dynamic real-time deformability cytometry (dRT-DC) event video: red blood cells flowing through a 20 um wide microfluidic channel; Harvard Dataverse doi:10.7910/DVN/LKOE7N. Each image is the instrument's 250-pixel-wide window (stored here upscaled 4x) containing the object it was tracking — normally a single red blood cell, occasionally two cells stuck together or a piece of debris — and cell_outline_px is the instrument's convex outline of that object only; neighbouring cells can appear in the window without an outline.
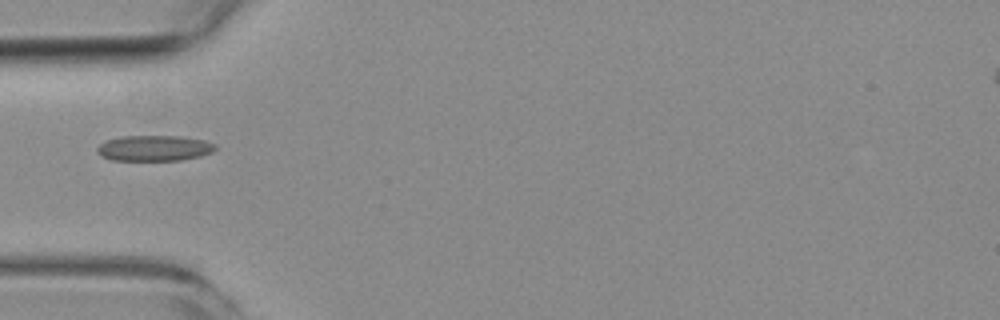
{"species": "common noctule bat (a hibernating species)", "species_latin": "Nyctalus noctula", "temperature_condition": "room temperature", "stored_images_in_passage": 6, "camera_frame_rate_fps": 3000, "um_per_image_px": 0.085, "animal": {"sex": "female", "body_mass_g": 19.3, "forearm_length_mm": 54.1}, "frame": {"image": 1, "passage_image": 2, "time_ms": 1.0, "image_size_px": [1000, 320], "cell_outline_px": [[216, 148], [212, 152], [200, 156], [180, 160], [112, 160], [100, 156], [96, 152], [96, 148], [100, 144], [108, 140], [120, 136], [176, 136], [204, 140], [216, 144]], "centroid_in_image_um": [13.08, 12.59], "position_along_channel_um": 71.9, "area_um2": 17.63}}
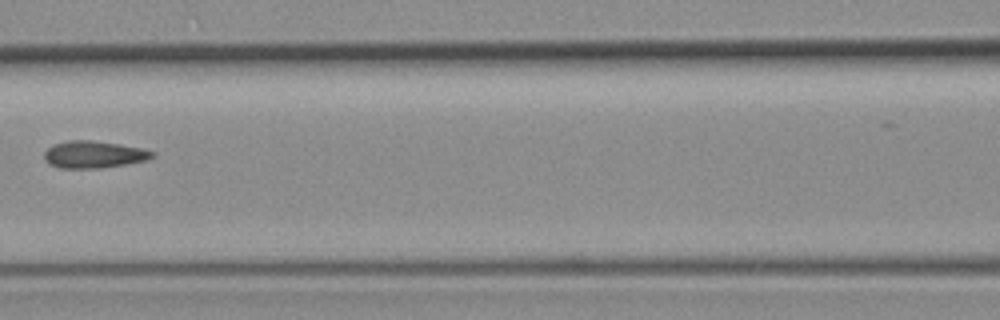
{"frame": {"image": 2, "passage_image": 4, "time_ms": 3.333, "image_size_px": [1000, 320], "cell_outline_px": [[156, 156], [148, 160], [128, 164], [100, 168], [60, 168], [48, 164], [44, 160], [44, 152], [48, 148], [56, 144], [68, 140], [92, 140], [120, 144], [144, 148], [156, 152]], "centroid_in_image_um": [8.02, 13.13], "position_along_channel_um": 158.6, "area_um2": 17.34}}
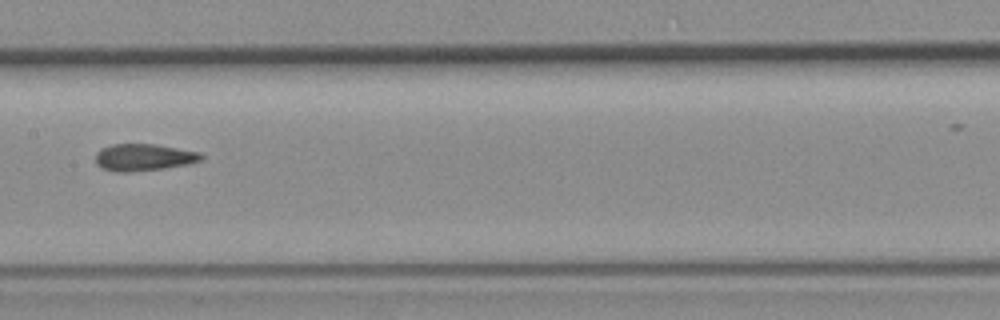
{"frame": {"image": 3, "passage_image": 5, "time_ms": 4.333, "image_size_px": [1000, 320], "cell_outline_px": [[204, 156], [200, 160], [188, 164], [164, 168], [132, 172], [116, 172], [100, 168], [96, 164], [96, 152], [100, 148], [112, 144], [152, 144], [200, 152]], "centroid_in_image_um": [12.16, 13.38], "position_along_channel_um": 195.2, "area_um2": 16.65}}